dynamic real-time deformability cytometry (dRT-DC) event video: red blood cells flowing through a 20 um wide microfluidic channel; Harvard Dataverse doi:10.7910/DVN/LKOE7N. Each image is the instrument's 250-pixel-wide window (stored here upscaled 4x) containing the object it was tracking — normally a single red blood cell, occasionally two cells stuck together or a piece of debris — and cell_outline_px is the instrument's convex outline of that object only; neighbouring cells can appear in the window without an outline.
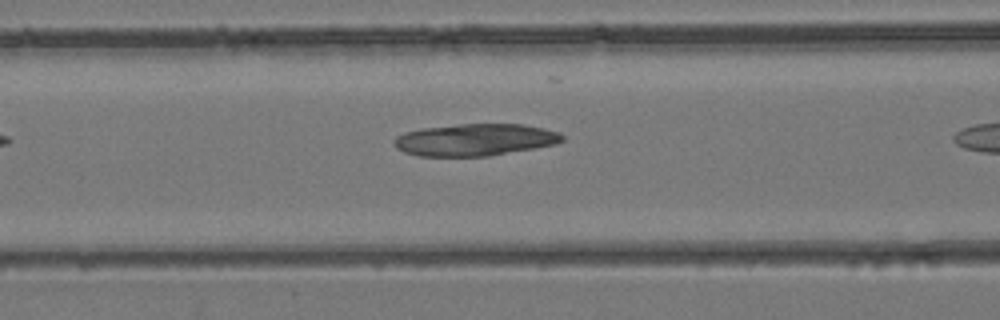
{"species": "common noctule bat (a hibernating species)", "species_latin": "Nyctalus noctula", "temperature_condition": "room temperature", "stored_images_in_passage": 5, "camera_frame_rate_fps": 3000, "um_per_image_px": 0.085, "animal": {"sex": "female", "body_mass_g": 24.6, "forearm_length_mm": 56.2}, "frame": {"image": 1, "passage_image": 4, "time_ms": 1.0, "image_size_px": [1000, 320], "cell_outline_px": [[564, 140], [556, 144], [536, 148], [488, 156], [420, 156], [404, 152], [396, 148], [392, 140], [396, 136], [404, 132], [420, 128], [460, 124], [524, 124], [544, 128], [560, 132], [564, 136]], "centroid_in_image_um": [40.38, 11.88], "position_along_channel_um": 126.2, "area_um2": 31.67}}